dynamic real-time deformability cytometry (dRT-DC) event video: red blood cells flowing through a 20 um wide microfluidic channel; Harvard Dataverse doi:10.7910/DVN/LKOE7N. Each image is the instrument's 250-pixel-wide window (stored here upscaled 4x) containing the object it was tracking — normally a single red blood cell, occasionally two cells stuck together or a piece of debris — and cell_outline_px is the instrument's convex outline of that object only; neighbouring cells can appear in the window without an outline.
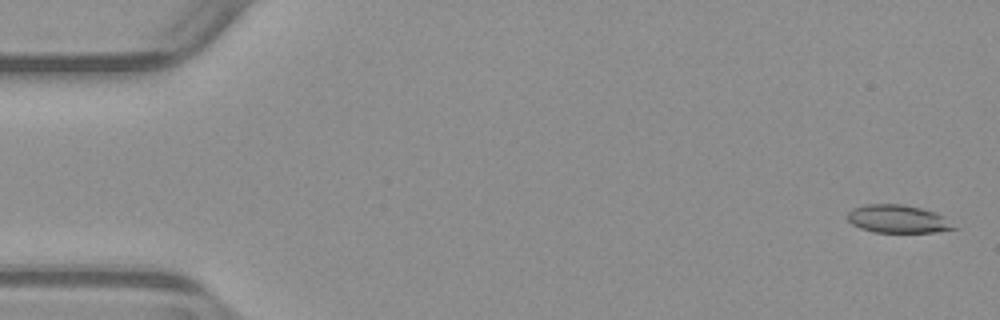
{"species": "common noctule bat (a hibernating species)", "species_latin": "Nyctalus noctula", "temperature_condition": "warm", "stored_images_in_passage": 53, "camera_frame_rate_fps": 3000, "um_per_image_px": 0.085, "animal": {"sex": "male", "body_mass_g": 23.1, "forearm_length_mm": 52.7}, "frame": {"image": 1, "passage_image": 2, "time_ms": 0.333, "image_size_px": [1000, 320], "cell_outline_px": [[960, 228], [936, 232], [872, 232], [860, 228], [852, 224], [848, 220], [848, 212], [852, 208], [864, 204], [900, 204], [920, 208], [936, 212], [944, 216]], "centroid_in_image_um": [76.34, 18.61], "position_along_channel_um": 8.7, "area_um2": 17.51}}
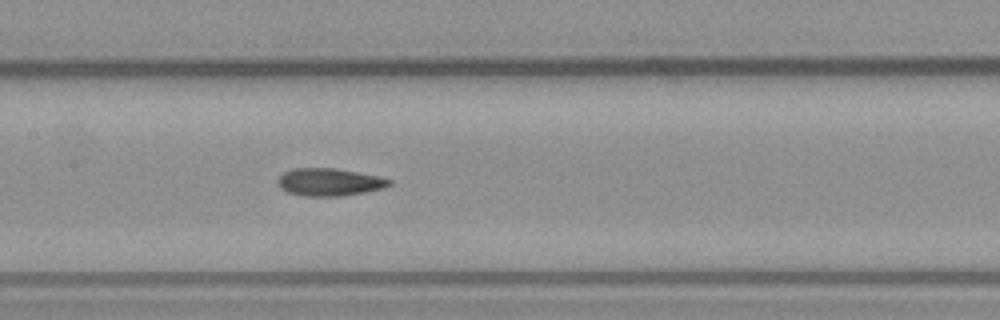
{"frame": {"image": 2, "passage_image": 26, "time_ms": 8.333, "image_size_px": [1000, 320], "cell_outline_px": [[392, 184], [384, 188], [344, 196], [300, 196], [288, 192], [280, 188], [276, 184], [276, 180], [284, 172], [292, 168], [336, 168], [380, 176], [392, 180]], "centroid_in_image_um": [27.98, 15.48], "position_along_channel_um": 179.4, "area_um2": 18.21}}
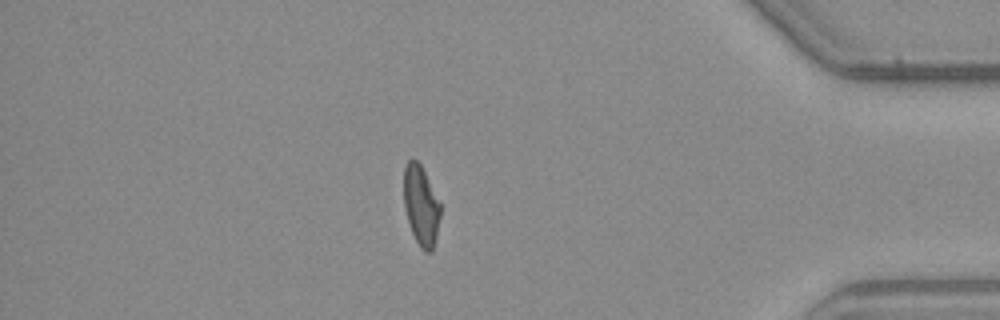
{"frame": {"image": 3, "passage_image": 46, "time_ms": 15.0, "image_size_px": [1000, 320], "cell_outline_px": [[440, 216], [436, 236], [432, 252], [424, 252], [420, 248], [412, 232], [404, 208], [404, 164], [408, 160], [416, 160], [420, 164], [440, 204]], "centroid_in_image_um": [35.77, 17.49], "position_along_channel_um": 399.4, "area_um2": 16.76}, "authors_computed_cell_mechanics": {"area_um2": 17.9758, "velocity_mm_per_s": 3.9151, "shape_relaxation_time_tau1_ms": 9.8108, "shape_relaxation_time_tau2_ms": 2.5756, "deformation_change_tau1": 0.2611, "deformation_change_tau2": 0.101}}